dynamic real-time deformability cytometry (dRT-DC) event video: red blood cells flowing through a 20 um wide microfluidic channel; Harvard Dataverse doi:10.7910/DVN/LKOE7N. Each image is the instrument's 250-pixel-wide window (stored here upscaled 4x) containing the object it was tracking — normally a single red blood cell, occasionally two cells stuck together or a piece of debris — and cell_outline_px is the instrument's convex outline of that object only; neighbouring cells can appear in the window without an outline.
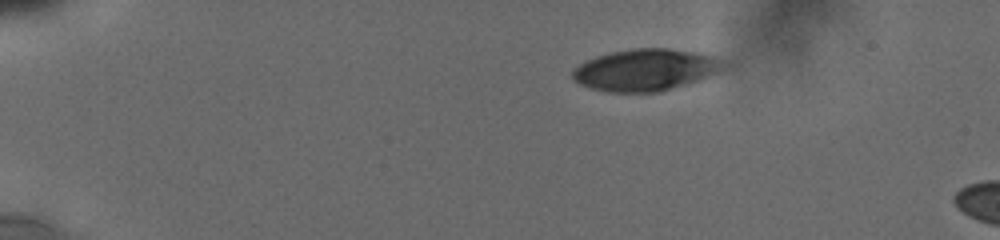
{"species": "human", "species_latin": "Homo sapiens", "temperature_condition": "cold", "stored_images_in_passage": 7, "camera_frame_rate_fps": 3000, "um_per_image_px": 0.085, "donor": {"sex": "male"}, "frame": {"image": 1, "passage_image": 1, "time_ms": 0.0, "image_size_px": [1000, 240], "cell_outline_px": [[728, 64], [720, 72], [700, 80], [660, 92], [608, 92], [588, 88], [572, 80], [572, 72], [580, 64], [596, 56], [612, 52], [632, 48], [664, 48], [696, 52], [712, 56], [724, 60]], "centroid_in_image_um": [54.89, 5.95], "position_along_channel_um": 30.1, "area_um2": 36.99}}